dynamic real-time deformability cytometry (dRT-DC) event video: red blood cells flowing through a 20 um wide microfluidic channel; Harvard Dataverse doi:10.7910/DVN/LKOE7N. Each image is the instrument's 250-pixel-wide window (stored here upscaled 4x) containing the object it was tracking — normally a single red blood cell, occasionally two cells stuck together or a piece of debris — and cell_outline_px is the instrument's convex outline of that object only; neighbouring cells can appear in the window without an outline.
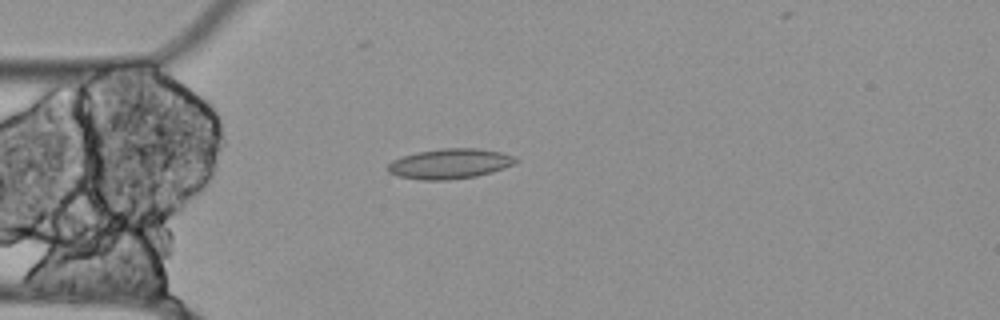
{"species": "Egyptian fruit bat (a non-hibernating species)", "species_latin": "Rousettus aegyptiacus", "temperature_condition": "cold", "stored_images_in_passage": 54, "camera_frame_rate_fps": 3000, "um_per_image_px": 0.085, "animal": {"sex": "female"}, "frame": {"image": 1, "passage_image": 15, "time_ms": 4.667, "image_size_px": [1000, 320], "cell_outline_px": [[520, 160], [504, 168], [492, 172], [476, 176], [448, 180], [420, 180], [400, 176], [388, 172], [384, 168], [392, 160], [416, 152], [440, 148], [476, 148], [500, 152], [512, 156]], "centroid_in_image_um": [38.2, 13.92], "position_along_channel_um": 46.8, "area_um2": 22.43}}
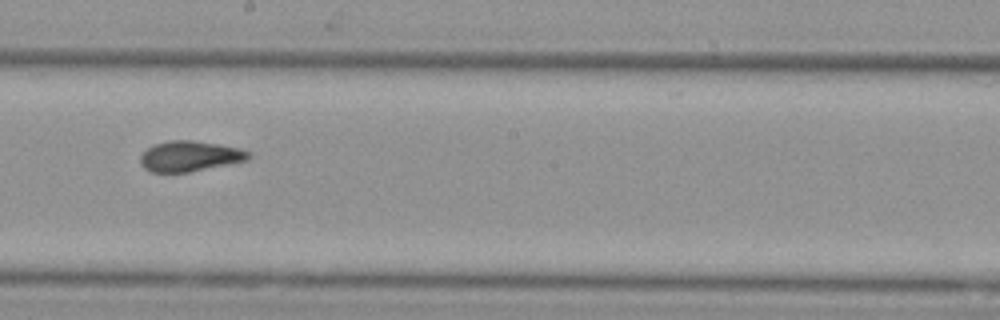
{"frame": {"image": 2, "passage_image": 31, "time_ms": 10.0, "image_size_px": [1000, 320], "cell_outline_px": [[252, 156], [248, 160], [188, 172], [152, 172], [144, 168], [140, 164], [140, 156], [148, 148], [156, 144], [168, 140], [192, 140], [240, 148], [252, 152]], "centroid_in_image_um": [16.15, 13.27], "position_along_channel_um": 232.0, "area_um2": 19.13}}
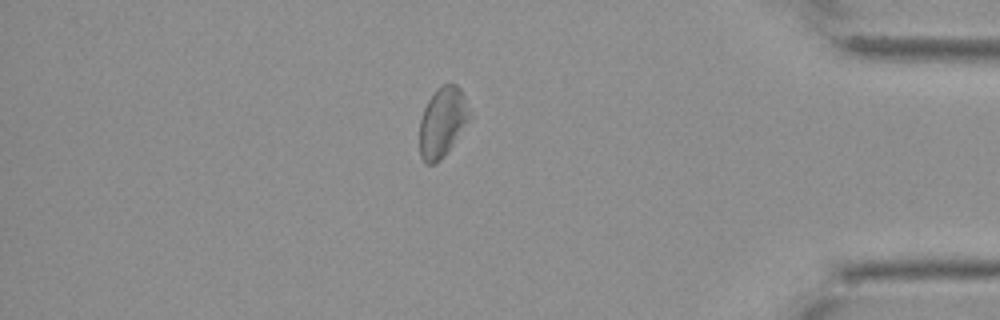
{"frame": {"image": 3, "passage_image": 48, "time_ms": 15.667, "image_size_px": [1000, 320], "cell_outline_px": [[472, 116], [444, 156], [436, 164], [424, 164], [420, 156], [420, 120], [424, 108], [428, 100], [436, 88], [444, 84], [456, 84], [460, 88], [464, 96]], "centroid_in_image_um": [37.6, 10.38], "position_along_channel_um": 397.6, "area_um2": 20.35}}